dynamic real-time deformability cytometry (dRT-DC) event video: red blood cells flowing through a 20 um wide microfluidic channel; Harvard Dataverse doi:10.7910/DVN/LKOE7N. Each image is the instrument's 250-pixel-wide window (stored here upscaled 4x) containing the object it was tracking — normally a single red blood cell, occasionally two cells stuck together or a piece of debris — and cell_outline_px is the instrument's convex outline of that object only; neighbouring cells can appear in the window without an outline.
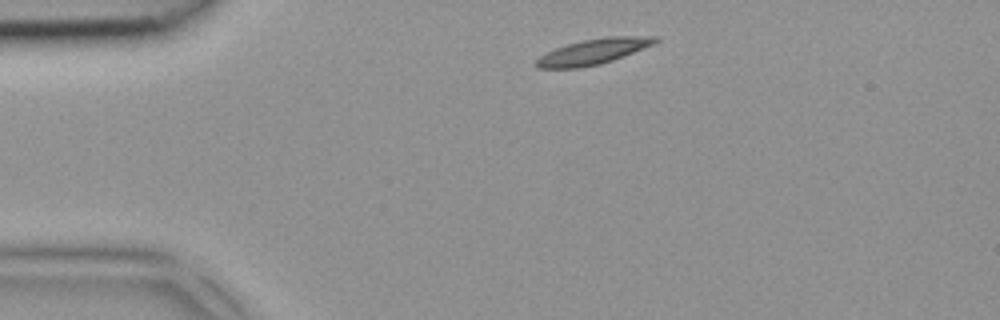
{"species": "common noctule bat (a hibernating species)", "species_latin": "Nyctalus noctula", "temperature_condition": "room temperature", "stored_images_in_passage": 4, "camera_frame_rate_fps": 3000, "um_per_image_px": 0.085, "animal": {"sex": "female", "body_mass_g": 18.4}, "frame": {"image": 1, "passage_image": 1, "time_ms": 0.0, "image_size_px": [1000, 320], "cell_outline_px": [[660, 40], [656, 44], [612, 60], [600, 64], [580, 68], [536, 68], [536, 60], [540, 56], [556, 48], [568, 44], [584, 40], [608, 36], [660, 36]], "centroid_in_image_um": [50.5, 4.38], "position_along_channel_um": 34.5, "area_um2": 17.63}}
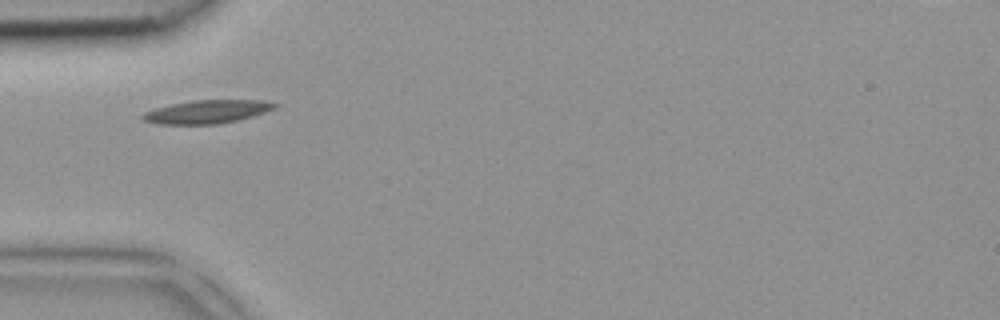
{"frame": {"image": 2, "passage_image": 2, "time_ms": 0.333, "image_size_px": [1000, 320], "cell_outline_px": [[280, 104], [264, 112], [252, 116], [236, 120], [216, 124], [156, 124], [144, 120], [140, 116], [144, 112], [156, 108], [172, 104], [192, 100], [264, 100]], "centroid_in_image_um": [17.57, 9.49], "position_along_channel_um": 67.4, "area_um2": 17.74}}
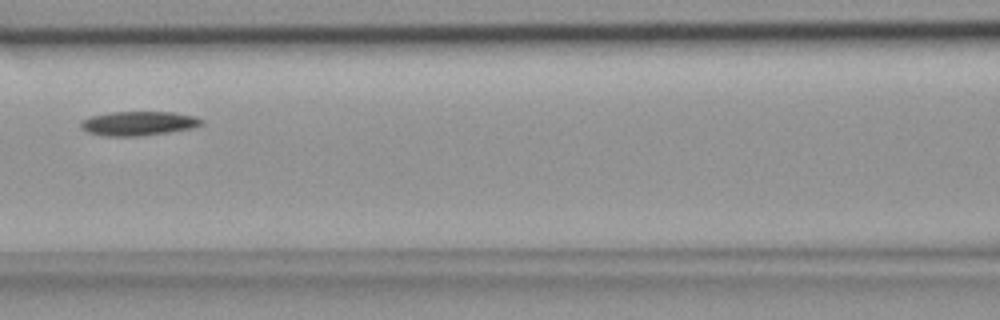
{"frame": {"image": 3, "passage_image": 4, "time_ms": 1.0, "image_size_px": [1000, 320], "cell_outline_px": [[204, 124], [196, 128], [168, 132], [136, 136], [108, 136], [88, 132], [80, 128], [80, 120], [92, 116], [112, 112], [172, 112], [196, 116], [204, 120]], "centroid_in_image_um": [11.81, 10.48], "position_along_channel_um": 154.8, "area_um2": 17.11}}